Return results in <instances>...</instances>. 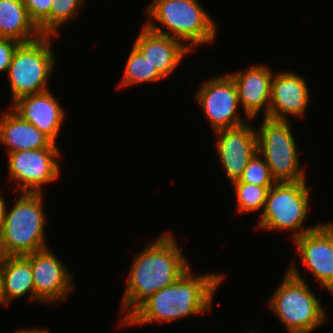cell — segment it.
<instances>
[{
    "label": "cell",
    "instance_id": "obj_5",
    "mask_svg": "<svg viewBox=\"0 0 333 333\" xmlns=\"http://www.w3.org/2000/svg\"><path fill=\"white\" fill-rule=\"evenodd\" d=\"M44 196V193L16 192L12 207L6 202L0 229V256H25L50 247L45 232L49 221L44 212Z\"/></svg>",
    "mask_w": 333,
    "mask_h": 333
},
{
    "label": "cell",
    "instance_id": "obj_14",
    "mask_svg": "<svg viewBox=\"0 0 333 333\" xmlns=\"http://www.w3.org/2000/svg\"><path fill=\"white\" fill-rule=\"evenodd\" d=\"M252 121L235 128L217 130L212 134L216 140L219 164L230 184L241 177L250 159L257 153V133Z\"/></svg>",
    "mask_w": 333,
    "mask_h": 333
},
{
    "label": "cell",
    "instance_id": "obj_24",
    "mask_svg": "<svg viewBox=\"0 0 333 333\" xmlns=\"http://www.w3.org/2000/svg\"><path fill=\"white\" fill-rule=\"evenodd\" d=\"M232 183H247L257 186H273L276 182L272 179L268 164L257 152L250 159L241 177Z\"/></svg>",
    "mask_w": 333,
    "mask_h": 333
},
{
    "label": "cell",
    "instance_id": "obj_22",
    "mask_svg": "<svg viewBox=\"0 0 333 333\" xmlns=\"http://www.w3.org/2000/svg\"><path fill=\"white\" fill-rule=\"evenodd\" d=\"M235 199V214L262 213L268 190L272 186H257L247 183H231Z\"/></svg>",
    "mask_w": 333,
    "mask_h": 333
},
{
    "label": "cell",
    "instance_id": "obj_6",
    "mask_svg": "<svg viewBox=\"0 0 333 333\" xmlns=\"http://www.w3.org/2000/svg\"><path fill=\"white\" fill-rule=\"evenodd\" d=\"M307 180L275 183L267 193L263 212L254 230L289 232L290 241L315 229L320 223L305 226L311 208V190Z\"/></svg>",
    "mask_w": 333,
    "mask_h": 333
},
{
    "label": "cell",
    "instance_id": "obj_4",
    "mask_svg": "<svg viewBox=\"0 0 333 333\" xmlns=\"http://www.w3.org/2000/svg\"><path fill=\"white\" fill-rule=\"evenodd\" d=\"M290 261L285 276L266 302L267 308L288 333H313L326 324L329 314L320 296L312 291L308 280L300 274L299 265L293 259Z\"/></svg>",
    "mask_w": 333,
    "mask_h": 333
},
{
    "label": "cell",
    "instance_id": "obj_3",
    "mask_svg": "<svg viewBox=\"0 0 333 333\" xmlns=\"http://www.w3.org/2000/svg\"><path fill=\"white\" fill-rule=\"evenodd\" d=\"M143 11L147 28L180 40L195 53L200 45H212L221 28L199 0H153Z\"/></svg>",
    "mask_w": 333,
    "mask_h": 333
},
{
    "label": "cell",
    "instance_id": "obj_12",
    "mask_svg": "<svg viewBox=\"0 0 333 333\" xmlns=\"http://www.w3.org/2000/svg\"><path fill=\"white\" fill-rule=\"evenodd\" d=\"M25 257L30 261L34 287L35 303L43 305L59 304L70 298L75 290L73 272L50 248H46ZM63 261V262H62ZM45 303V304H44Z\"/></svg>",
    "mask_w": 333,
    "mask_h": 333
},
{
    "label": "cell",
    "instance_id": "obj_8",
    "mask_svg": "<svg viewBox=\"0 0 333 333\" xmlns=\"http://www.w3.org/2000/svg\"><path fill=\"white\" fill-rule=\"evenodd\" d=\"M256 127L257 152L268 164L276 183L307 180L306 167L301 165L299 146L291 124L284 120L262 117Z\"/></svg>",
    "mask_w": 333,
    "mask_h": 333
},
{
    "label": "cell",
    "instance_id": "obj_16",
    "mask_svg": "<svg viewBox=\"0 0 333 333\" xmlns=\"http://www.w3.org/2000/svg\"><path fill=\"white\" fill-rule=\"evenodd\" d=\"M21 119L30 122L55 144L66 118L64 108L51 89L18 98L9 105Z\"/></svg>",
    "mask_w": 333,
    "mask_h": 333
},
{
    "label": "cell",
    "instance_id": "obj_25",
    "mask_svg": "<svg viewBox=\"0 0 333 333\" xmlns=\"http://www.w3.org/2000/svg\"><path fill=\"white\" fill-rule=\"evenodd\" d=\"M30 19L42 35L50 36V10L54 0H23Z\"/></svg>",
    "mask_w": 333,
    "mask_h": 333
},
{
    "label": "cell",
    "instance_id": "obj_15",
    "mask_svg": "<svg viewBox=\"0 0 333 333\" xmlns=\"http://www.w3.org/2000/svg\"><path fill=\"white\" fill-rule=\"evenodd\" d=\"M275 71L260 62L236 72H227L236 84L243 114L253 121L257 122L261 113L262 117L269 115L271 85Z\"/></svg>",
    "mask_w": 333,
    "mask_h": 333
},
{
    "label": "cell",
    "instance_id": "obj_30",
    "mask_svg": "<svg viewBox=\"0 0 333 333\" xmlns=\"http://www.w3.org/2000/svg\"><path fill=\"white\" fill-rule=\"evenodd\" d=\"M242 333H263V332H262V331H259V329H258V330H256V331H255V330H254V331H253V330H252V331H251V330H248L247 332L245 331V332H242Z\"/></svg>",
    "mask_w": 333,
    "mask_h": 333
},
{
    "label": "cell",
    "instance_id": "obj_28",
    "mask_svg": "<svg viewBox=\"0 0 333 333\" xmlns=\"http://www.w3.org/2000/svg\"><path fill=\"white\" fill-rule=\"evenodd\" d=\"M3 190H2V193L0 191V229H1V226L4 222V215H5V209H6V200L5 199V195H3Z\"/></svg>",
    "mask_w": 333,
    "mask_h": 333
},
{
    "label": "cell",
    "instance_id": "obj_1",
    "mask_svg": "<svg viewBox=\"0 0 333 333\" xmlns=\"http://www.w3.org/2000/svg\"><path fill=\"white\" fill-rule=\"evenodd\" d=\"M165 230L136 252L127 272L118 314L121 325L154 293L175 283L193 267L175 233ZM182 247V248H181Z\"/></svg>",
    "mask_w": 333,
    "mask_h": 333
},
{
    "label": "cell",
    "instance_id": "obj_17",
    "mask_svg": "<svg viewBox=\"0 0 333 333\" xmlns=\"http://www.w3.org/2000/svg\"><path fill=\"white\" fill-rule=\"evenodd\" d=\"M140 27L132 44L165 80L169 79L192 51L174 37L156 33L143 23Z\"/></svg>",
    "mask_w": 333,
    "mask_h": 333
},
{
    "label": "cell",
    "instance_id": "obj_18",
    "mask_svg": "<svg viewBox=\"0 0 333 333\" xmlns=\"http://www.w3.org/2000/svg\"><path fill=\"white\" fill-rule=\"evenodd\" d=\"M0 144L6 154L46 148H60L30 122L21 119L9 107L0 111Z\"/></svg>",
    "mask_w": 333,
    "mask_h": 333
},
{
    "label": "cell",
    "instance_id": "obj_21",
    "mask_svg": "<svg viewBox=\"0 0 333 333\" xmlns=\"http://www.w3.org/2000/svg\"><path fill=\"white\" fill-rule=\"evenodd\" d=\"M165 80L148 62L144 55L132 44L127 56L123 73L116 90L138 86L139 84L157 83Z\"/></svg>",
    "mask_w": 333,
    "mask_h": 333
},
{
    "label": "cell",
    "instance_id": "obj_2",
    "mask_svg": "<svg viewBox=\"0 0 333 333\" xmlns=\"http://www.w3.org/2000/svg\"><path fill=\"white\" fill-rule=\"evenodd\" d=\"M193 270L191 267L175 283L154 293L121 327L170 324L209 314L214 306V296L227 278L226 273L220 270L196 274Z\"/></svg>",
    "mask_w": 333,
    "mask_h": 333
},
{
    "label": "cell",
    "instance_id": "obj_7",
    "mask_svg": "<svg viewBox=\"0 0 333 333\" xmlns=\"http://www.w3.org/2000/svg\"><path fill=\"white\" fill-rule=\"evenodd\" d=\"M56 38L59 37L42 35L33 42L21 43L17 47L6 74L11 98L9 104L22 96L50 89L49 79L58 61L52 43Z\"/></svg>",
    "mask_w": 333,
    "mask_h": 333
},
{
    "label": "cell",
    "instance_id": "obj_13",
    "mask_svg": "<svg viewBox=\"0 0 333 333\" xmlns=\"http://www.w3.org/2000/svg\"><path fill=\"white\" fill-rule=\"evenodd\" d=\"M305 76L291 70H277L273 74L268 118L289 121L303 120L312 99Z\"/></svg>",
    "mask_w": 333,
    "mask_h": 333
},
{
    "label": "cell",
    "instance_id": "obj_11",
    "mask_svg": "<svg viewBox=\"0 0 333 333\" xmlns=\"http://www.w3.org/2000/svg\"><path fill=\"white\" fill-rule=\"evenodd\" d=\"M292 242L294 257L305 267L303 276L311 274L319 287L333 297V220L321 222Z\"/></svg>",
    "mask_w": 333,
    "mask_h": 333
},
{
    "label": "cell",
    "instance_id": "obj_23",
    "mask_svg": "<svg viewBox=\"0 0 333 333\" xmlns=\"http://www.w3.org/2000/svg\"><path fill=\"white\" fill-rule=\"evenodd\" d=\"M86 0H54L50 10V36L61 37V29L79 18ZM75 19V20H74ZM66 25V26H65Z\"/></svg>",
    "mask_w": 333,
    "mask_h": 333
},
{
    "label": "cell",
    "instance_id": "obj_20",
    "mask_svg": "<svg viewBox=\"0 0 333 333\" xmlns=\"http://www.w3.org/2000/svg\"><path fill=\"white\" fill-rule=\"evenodd\" d=\"M41 36L38 27L30 19L23 0H0V37L29 43Z\"/></svg>",
    "mask_w": 333,
    "mask_h": 333
},
{
    "label": "cell",
    "instance_id": "obj_26",
    "mask_svg": "<svg viewBox=\"0 0 333 333\" xmlns=\"http://www.w3.org/2000/svg\"><path fill=\"white\" fill-rule=\"evenodd\" d=\"M20 44L15 39L0 37V74H7L13 54Z\"/></svg>",
    "mask_w": 333,
    "mask_h": 333
},
{
    "label": "cell",
    "instance_id": "obj_9",
    "mask_svg": "<svg viewBox=\"0 0 333 333\" xmlns=\"http://www.w3.org/2000/svg\"><path fill=\"white\" fill-rule=\"evenodd\" d=\"M61 150V148H46L5 154L8 179L15 185L13 193H44L43 189L47 185L58 182L62 175Z\"/></svg>",
    "mask_w": 333,
    "mask_h": 333
},
{
    "label": "cell",
    "instance_id": "obj_27",
    "mask_svg": "<svg viewBox=\"0 0 333 333\" xmlns=\"http://www.w3.org/2000/svg\"><path fill=\"white\" fill-rule=\"evenodd\" d=\"M27 328V329H26ZM14 333H52L48 328H37V327H32L29 328L28 327H22V329L18 328L16 331H14Z\"/></svg>",
    "mask_w": 333,
    "mask_h": 333
},
{
    "label": "cell",
    "instance_id": "obj_10",
    "mask_svg": "<svg viewBox=\"0 0 333 333\" xmlns=\"http://www.w3.org/2000/svg\"><path fill=\"white\" fill-rule=\"evenodd\" d=\"M194 98L212 132L235 128L251 121L247 115L243 117L240 112L243 110L239 103L237 87L228 73L208 77L198 87Z\"/></svg>",
    "mask_w": 333,
    "mask_h": 333
},
{
    "label": "cell",
    "instance_id": "obj_19",
    "mask_svg": "<svg viewBox=\"0 0 333 333\" xmlns=\"http://www.w3.org/2000/svg\"><path fill=\"white\" fill-rule=\"evenodd\" d=\"M4 303H10L28 296L35 302V287L30 261L25 256H0ZM33 301V302H32Z\"/></svg>",
    "mask_w": 333,
    "mask_h": 333
},
{
    "label": "cell",
    "instance_id": "obj_29",
    "mask_svg": "<svg viewBox=\"0 0 333 333\" xmlns=\"http://www.w3.org/2000/svg\"><path fill=\"white\" fill-rule=\"evenodd\" d=\"M0 306L4 307V295H3V286H2V274H1V267H0Z\"/></svg>",
    "mask_w": 333,
    "mask_h": 333
}]
</instances>
